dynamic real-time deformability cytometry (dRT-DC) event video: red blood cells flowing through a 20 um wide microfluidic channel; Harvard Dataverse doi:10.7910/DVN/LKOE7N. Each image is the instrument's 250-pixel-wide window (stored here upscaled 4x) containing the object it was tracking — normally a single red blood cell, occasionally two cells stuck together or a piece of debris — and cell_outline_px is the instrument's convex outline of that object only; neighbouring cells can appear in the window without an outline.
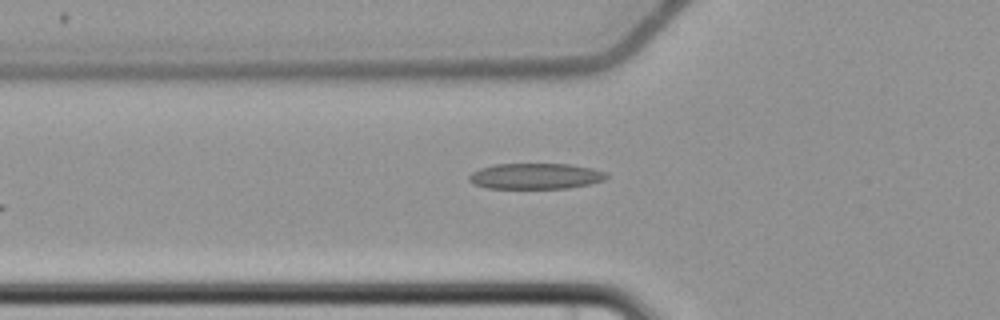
{"species": "common noctule bat (a hibernating species)", "species_latin": "Nyctalus noctula", "temperature_condition": "cold", "stored_images_in_passage": 7, "camera_frame_rate_fps": 3000, "um_per_image_px": 0.085, "animal": {"sex": "female", "body_mass_g": 22.7, "forearm_length_mm": 54.2}, "frame": {"image": 1, "passage_image": 6, "time_ms": 6.667, "image_size_px": [1000, 320], "cell_outline_px": [[608, 176], [604, 180], [588, 184], [568, 188], [488, 188], [472, 184], [468, 180], [468, 176], [472, 172], [480, 168], [496, 164], [568, 164], [592, 168], [608, 172]], "centroid_in_image_um": [45.51, 14.97], "position_along_channel_um": 80.3, "area_um2": 20.69}}
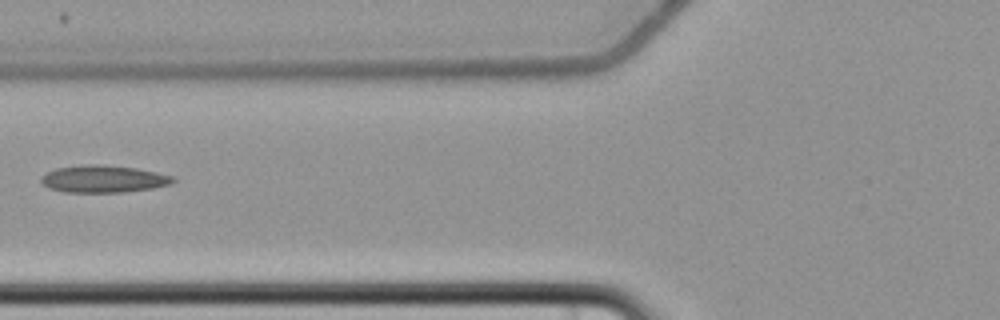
{"frame": {"image": 2, "passage_image": 7, "time_ms": 7.667, "image_size_px": [1000, 320], "cell_outline_px": [[176, 180], [172, 184], [152, 188], [124, 192], [64, 192], [48, 188], [40, 180], [40, 176], [56, 168], [88, 164], [96, 164], [136, 168], [156, 172], [172, 176]], "centroid_in_image_um": [8.78, 15.21], "position_along_channel_um": 117.0, "area_um2": 20.87}}